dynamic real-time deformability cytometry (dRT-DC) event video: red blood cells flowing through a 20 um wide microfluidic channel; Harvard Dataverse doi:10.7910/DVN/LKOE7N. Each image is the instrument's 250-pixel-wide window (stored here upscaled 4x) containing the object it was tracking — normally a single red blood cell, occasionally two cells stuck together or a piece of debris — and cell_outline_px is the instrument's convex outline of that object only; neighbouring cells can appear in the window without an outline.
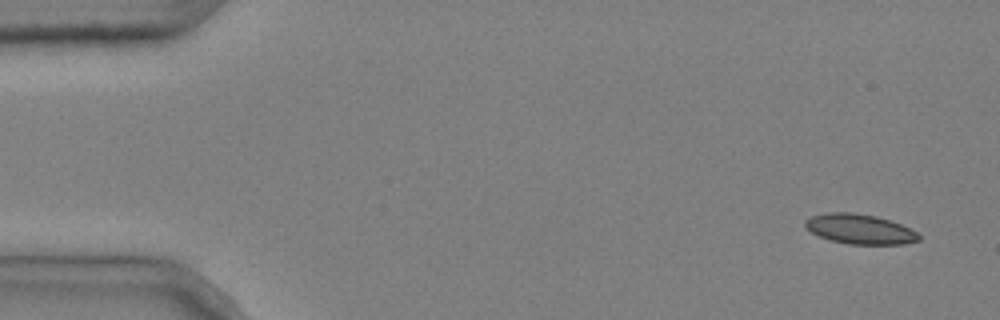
{"species": "common noctule bat (a hibernating species)", "species_latin": "Nyctalus noctula", "temperature_condition": "cold", "stored_images_in_passage": 12, "camera_frame_rate_fps": 3000, "um_per_image_px": 0.085, "animal": {"sex": "male", "body_mass_g": 20.4}, "frame": {"image": 1, "passage_image": 1, "time_ms": 0.0, "image_size_px": [1000, 320], "cell_outline_px": [[920, 240], [904, 244], [848, 244], [832, 240], [820, 236], [812, 232], [804, 224], [804, 220], [812, 216], [828, 212], [852, 212], [876, 216], [900, 224], [916, 232], [920, 236]], "centroid_in_image_um": [73.08, 19.47], "position_along_channel_um": 11.9, "area_um2": 19.54}}
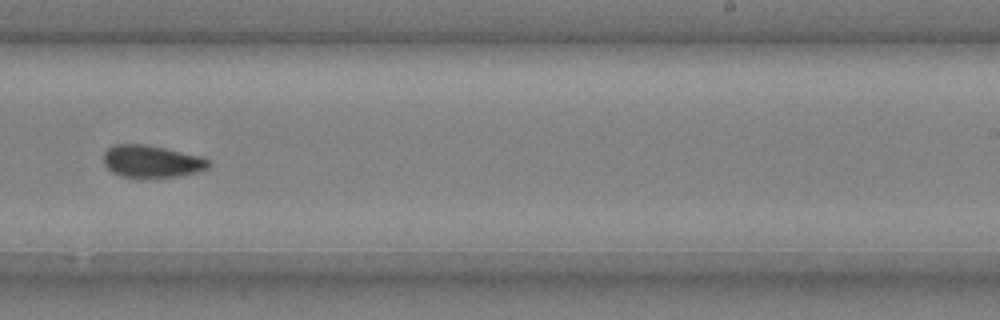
{"frame": {"image": 2, "passage_image": 9, "time_ms": 2.667, "image_size_px": [1000, 320], "cell_outline_px": [[212, 164], [208, 168], [196, 172], [176, 176], [120, 176], [112, 172], [104, 164], [104, 152], [112, 144], [144, 144], [164, 148], [200, 156], [208, 160]], "centroid_in_image_um": [12.87, 13.69], "position_along_channel_um": 276.1, "area_um2": 19.36}}
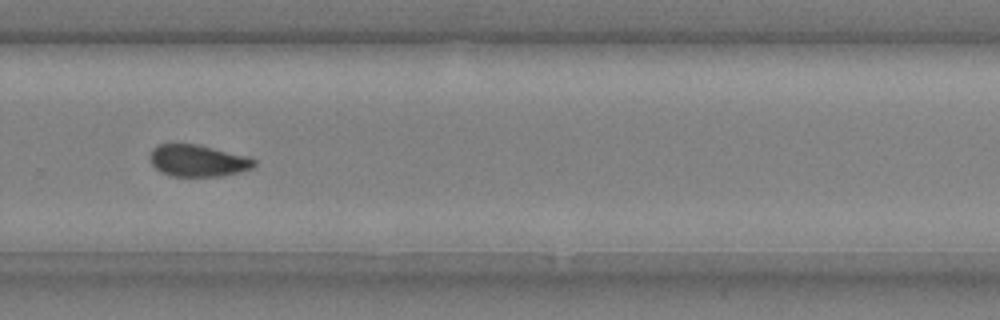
{"frame": {"image": 3, "passage_image": 10, "time_ms": 3.0, "image_size_px": [1000, 320], "cell_outline_px": [[256, 164], [252, 168], [240, 172], [224, 176], [172, 176], [160, 172], [152, 164], [152, 148], [156, 144], [196, 144], [248, 156], [256, 160]], "centroid_in_image_um": [16.85, 13.66], "position_along_channel_um": 312.9, "area_um2": 19.25}}